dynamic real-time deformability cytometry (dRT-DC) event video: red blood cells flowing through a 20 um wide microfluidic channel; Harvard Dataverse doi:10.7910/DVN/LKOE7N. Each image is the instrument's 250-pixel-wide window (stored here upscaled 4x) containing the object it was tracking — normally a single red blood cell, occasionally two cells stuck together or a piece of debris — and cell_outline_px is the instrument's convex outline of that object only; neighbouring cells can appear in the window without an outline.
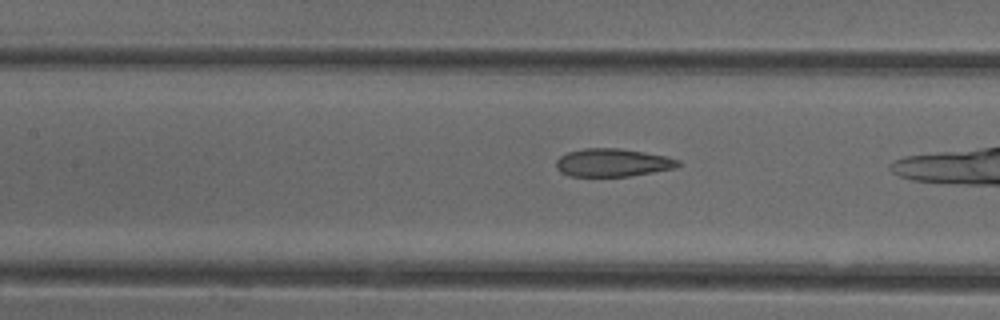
{"species": "common noctule bat (a hibernating species)", "species_latin": "Nyctalus noctula", "temperature_condition": "cold", "stored_images_in_passage": 15, "camera_frame_rate_fps": 3000, "um_per_image_px": 0.085, "animal": {"sex": "female"}, "frame": {"image": 1, "passage_image": 12, "time_ms": 3.667, "image_size_px": [1000, 320], "cell_outline_px": [[680, 164], [676, 168], [628, 176], [568, 176], [560, 172], [556, 168], [556, 160], [560, 156], [568, 152], [584, 148], [620, 148], [644, 152], [664, 156], [680, 160]], "centroid_in_image_um": [52.04, 13.82], "position_along_channel_um": 155.4, "area_um2": 19.88}}